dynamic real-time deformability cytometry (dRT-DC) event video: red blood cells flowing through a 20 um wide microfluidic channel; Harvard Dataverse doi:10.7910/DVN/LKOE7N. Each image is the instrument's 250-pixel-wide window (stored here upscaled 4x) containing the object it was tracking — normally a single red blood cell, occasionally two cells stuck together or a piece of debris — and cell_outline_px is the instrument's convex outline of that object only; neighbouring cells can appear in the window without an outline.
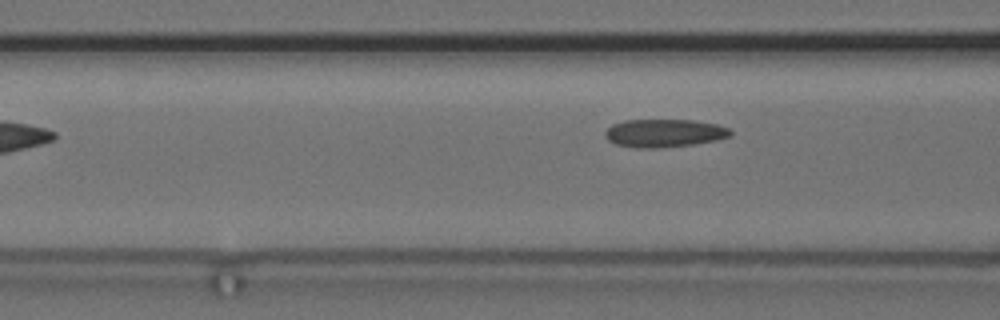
{"species": "common noctule bat (a hibernating species)", "species_latin": "Nyctalus noctula", "temperature_condition": "cold", "stored_images_in_passage": 5, "camera_frame_rate_fps": 3000, "um_per_image_px": 0.085, "animal": {"sex": "female", "body_mass_g": 24.6, "forearm_length_mm": 56.2}, "frame": {"image": 1, "passage_image": 5, "time_ms": 4.667, "image_size_px": [1000, 320], "cell_outline_px": [[732, 136], [716, 140], [692, 144], [656, 148], [640, 148], [616, 144], [608, 140], [604, 136], [604, 132], [612, 124], [624, 120], [692, 120], [716, 124], [728, 128], [732, 132]], "centroid_in_image_um": [56.44, 11.31], "position_along_channel_um": 110.2, "area_um2": 20.4}}